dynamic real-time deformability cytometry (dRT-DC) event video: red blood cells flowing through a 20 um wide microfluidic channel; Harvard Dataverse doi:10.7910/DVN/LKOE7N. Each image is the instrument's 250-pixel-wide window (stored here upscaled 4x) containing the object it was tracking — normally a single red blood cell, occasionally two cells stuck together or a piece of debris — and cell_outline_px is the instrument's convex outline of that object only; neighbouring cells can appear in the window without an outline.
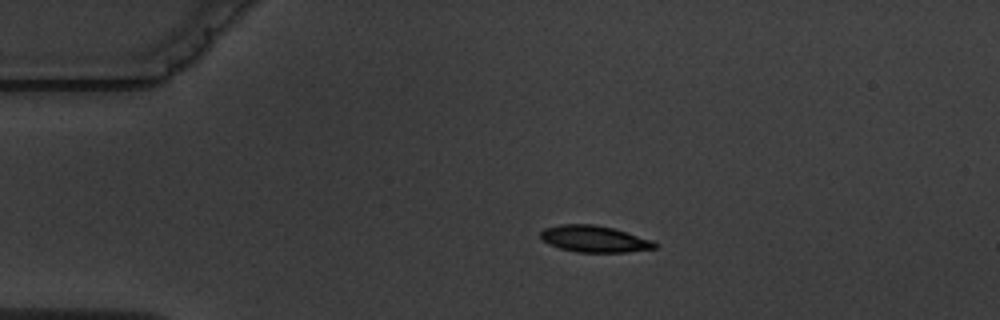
{"species": "common noctule bat (a hibernating species)", "species_latin": "Nyctalus noctula", "temperature_condition": "warm", "stored_images_in_passage": 6, "camera_frame_rate_fps": 3000, "um_per_image_px": 0.085, "animal": {"sex": "male", "body_mass_g": 19.5, "forearm_length_mm": 54.6}, "frame": {"image": 1, "passage_image": 3, "time_ms": 2.667, "image_size_px": [1000, 320], "cell_outline_px": [[656, 248], [628, 252], [576, 252], [560, 248], [548, 244], [540, 240], [540, 232], [544, 228], [560, 224], [592, 224], [612, 228], [652, 240], [656, 244]], "centroid_in_image_um": [50.46, 20.31], "position_along_channel_um": 34.5, "area_um2": 17.63}}
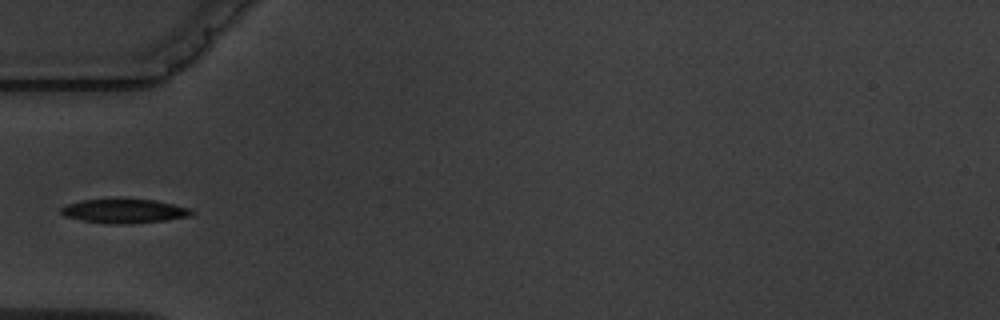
{"frame": {"image": 2, "passage_image": 5, "time_ms": 5.0, "image_size_px": [1000, 320], "cell_outline_px": [[196, 212], [188, 216], [164, 220], [132, 224], [104, 224], [80, 220], [64, 216], [60, 212], [60, 208], [68, 204], [80, 200], [156, 200], [192, 208]], "centroid_in_image_um": [10.56, 17.96], "position_along_channel_um": 74.4, "area_um2": 18.32}}
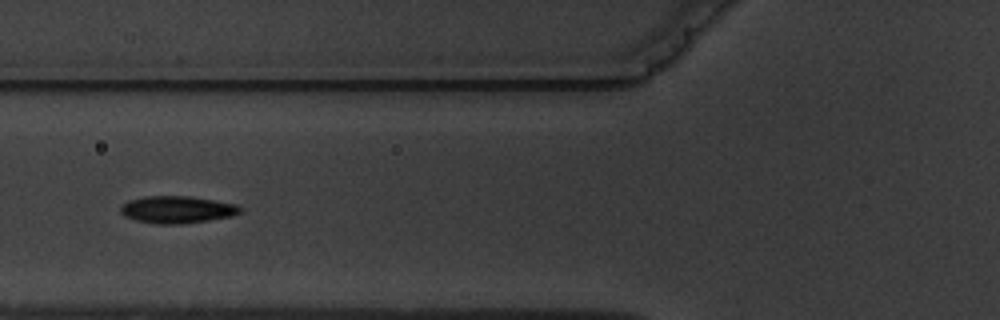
{"frame": {"image": 3, "passage_image": 6, "time_ms": 6.0, "image_size_px": [1000, 320], "cell_outline_px": [[244, 212], [232, 216], [208, 220], [180, 224], [156, 224], [136, 220], [124, 216], [120, 212], [120, 204], [128, 200], [144, 196], [188, 196], [236, 204], [244, 208]], "centroid_in_image_um": [15.05, 17.81], "position_along_channel_um": 110.8, "area_um2": 19.13}}